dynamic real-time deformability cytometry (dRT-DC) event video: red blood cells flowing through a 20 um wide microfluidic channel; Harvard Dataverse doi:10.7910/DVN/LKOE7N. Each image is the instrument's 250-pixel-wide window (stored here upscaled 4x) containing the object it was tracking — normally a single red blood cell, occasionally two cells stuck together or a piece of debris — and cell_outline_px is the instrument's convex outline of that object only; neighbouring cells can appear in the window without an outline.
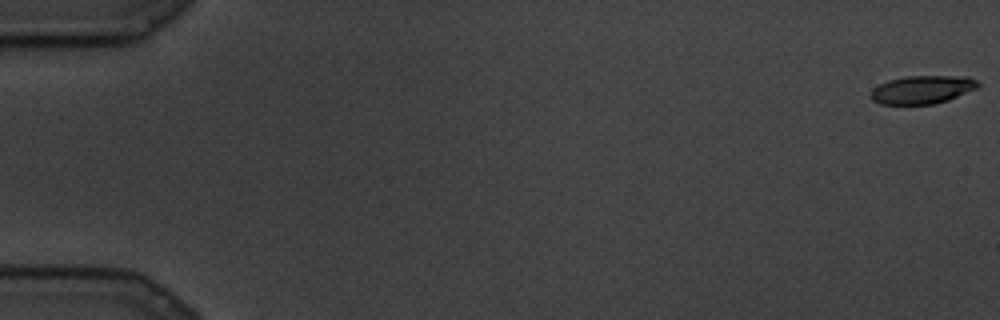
{"species": "common noctule bat (a hibernating species)", "species_latin": "Nyctalus noctula", "temperature_condition": "cold", "stored_images_in_passage": 91, "camera_frame_rate_fps": 3000, "um_per_image_px": 0.085, "animal": {"sex": "male", "body_mass_g": 19.5, "forearm_length_mm": 54.6}, "frame": {"image": 1, "passage_image": 1, "time_ms": 0.0, "image_size_px": [1000, 320], "cell_outline_px": [[980, 88], [948, 100], [936, 104], [880, 104], [872, 100], [868, 96], [872, 88], [888, 80], [904, 76], [968, 76], [976, 80], [980, 84]], "centroid_in_image_um": [78.4, 7.62], "position_along_channel_um": 6.6, "area_um2": 17.98}}
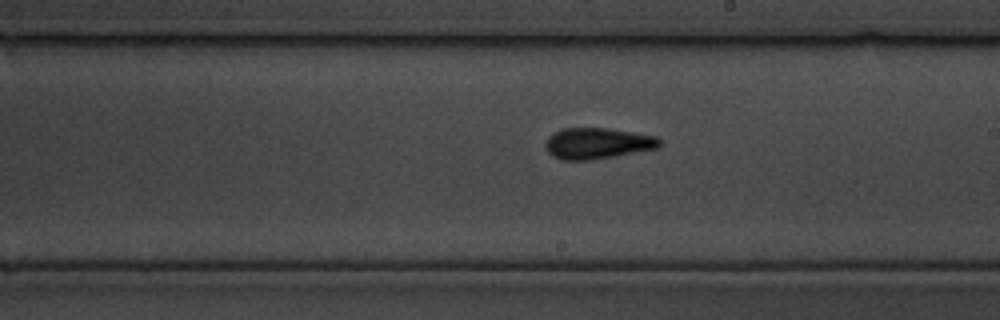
{"frame": {"image": 2, "passage_image": 53, "time_ms": 17.333, "image_size_px": [1000, 320], "cell_outline_px": [[664, 140], [660, 148], [588, 160], [564, 160], [552, 156], [548, 152], [544, 144], [548, 136], [564, 128], [608, 128], [656, 136]], "centroid_in_image_um": [50.82, 12.18], "position_along_channel_um": 238.2, "area_um2": 20.69}}
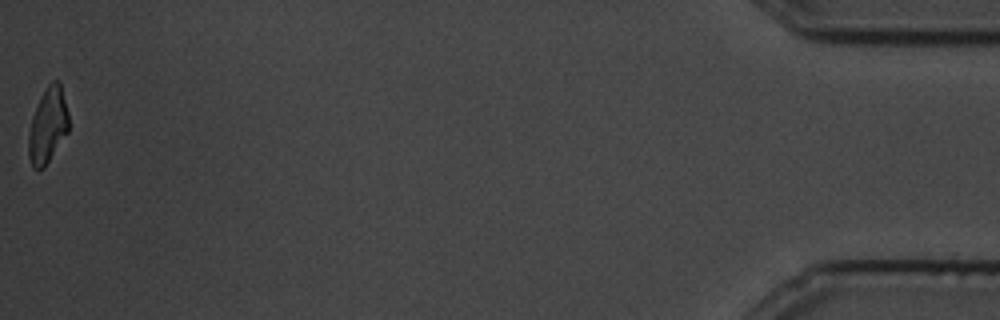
{"frame": {"image": 3, "passage_image": 91, "time_ms": 30.0, "image_size_px": [1000, 320], "cell_outline_px": [[68, 132], [44, 168], [32, 168], [28, 156], [28, 132], [32, 116], [40, 96], [48, 84], [52, 80], [56, 80], [60, 84], [68, 112]], "centroid_in_image_um": [4.04, 10.68], "position_along_channel_um": 431.2, "area_um2": 17.63}}